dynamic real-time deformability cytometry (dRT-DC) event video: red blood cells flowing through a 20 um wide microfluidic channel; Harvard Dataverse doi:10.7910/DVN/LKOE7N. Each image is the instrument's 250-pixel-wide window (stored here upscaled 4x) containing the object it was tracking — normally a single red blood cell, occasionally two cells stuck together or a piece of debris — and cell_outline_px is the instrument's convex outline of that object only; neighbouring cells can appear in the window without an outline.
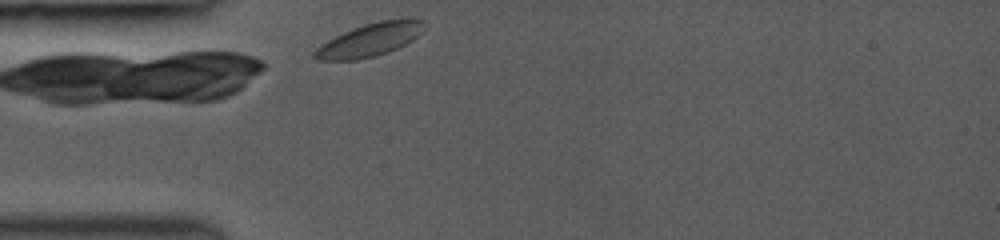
{"species": "common noctule bat (a hibernating species)", "species_latin": "Nyctalus noctula", "temperature_condition": "room temperature", "stored_images_in_passage": 9, "camera_frame_rate_fps": 3000, "um_per_image_px": 0.085, "animal": {"sex": "female", "body_mass_g": 19.0, "forearm_length_mm": 53.3}, "frame": {"image": 1, "passage_image": 1, "time_ms": 0.0, "image_size_px": [1000, 240], "cell_outline_px": [[424, 20], [420, 32], [412, 40], [388, 52], [376, 56], [356, 60], [316, 60], [312, 56], [312, 52], [320, 44], [352, 28], [364, 24], [380, 20]], "centroid_in_image_um": [31.33, 3.42], "position_along_channel_um": 53.7, "area_um2": 20.63}}
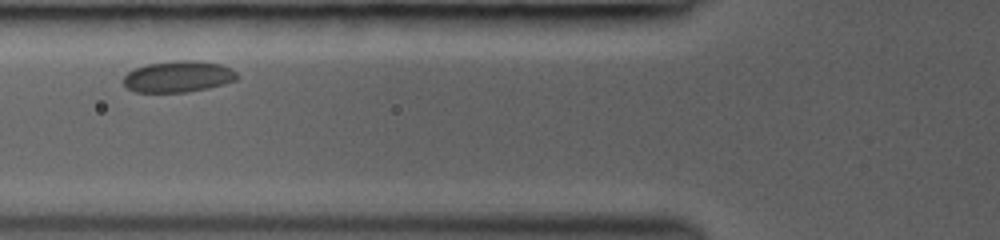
{"frame": {"image": 2, "passage_image": 4, "time_ms": 1.667, "image_size_px": [1000, 240], "cell_outline_px": [[240, 76], [236, 80], [224, 84], [208, 88], [188, 92], [136, 92], [128, 88], [124, 84], [124, 76], [128, 72], [136, 68], [148, 64], [176, 60], [196, 60], [220, 64], [232, 68]], "centroid_in_image_um": [15.2, 6.5], "position_along_channel_um": 110.6, "area_um2": 20.81}}
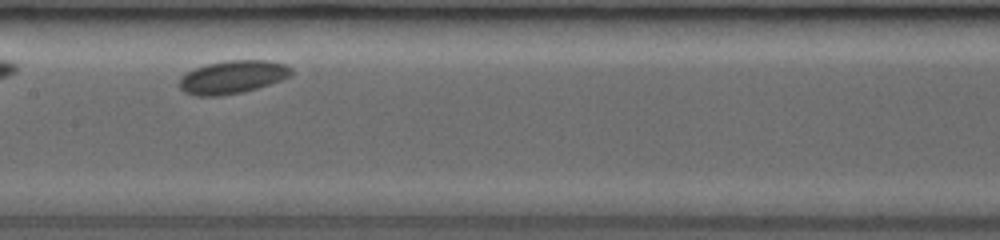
{"frame": {"image": 3, "passage_image": 8, "time_ms": 3.667, "image_size_px": [1000, 240], "cell_outline_px": [[292, 76], [256, 88], [240, 92], [220, 96], [196, 96], [184, 92], [180, 88], [180, 76], [196, 68], [208, 64], [228, 60], [268, 60], [284, 64], [292, 68]], "centroid_in_image_um": [19.77, 6.55], "position_along_channel_um": 187.6, "area_um2": 21.39}}